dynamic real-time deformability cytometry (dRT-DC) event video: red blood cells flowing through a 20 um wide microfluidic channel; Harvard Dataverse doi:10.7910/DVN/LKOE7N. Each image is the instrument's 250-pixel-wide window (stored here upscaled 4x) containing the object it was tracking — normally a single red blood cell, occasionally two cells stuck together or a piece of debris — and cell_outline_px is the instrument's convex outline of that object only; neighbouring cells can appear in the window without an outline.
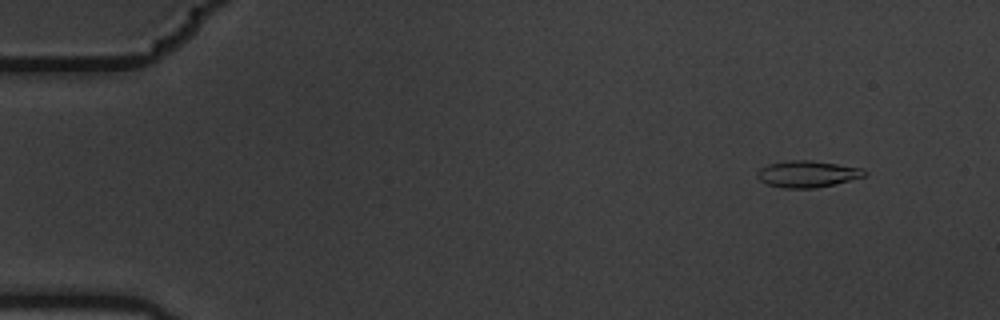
{"species": "common noctule bat (a hibernating species)", "species_latin": "Nyctalus noctula", "temperature_condition": "warm", "stored_images_in_passage": 6, "camera_frame_rate_fps": 3000, "um_per_image_px": 0.085, "animal": {"sex": "male", "body_mass_g": 19.5, "forearm_length_mm": 54.6}, "frame": {"image": 1, "passage_image": 2, "time_ms": 0.333, "image_size_px": [1000, 320], "cell_outline_px": [[868, 172], [864, 176], [816, 188], [784, 188], [768, 184], [760, 180], [756, 176], [756, 172], [760, 168], [768, 164], [784, 160], [812, 160], [864, 168]], "centroid_in_image_um": [68.6, 14.77], "position_along_channel_um": 16.4, "area_um2": 16.65}}
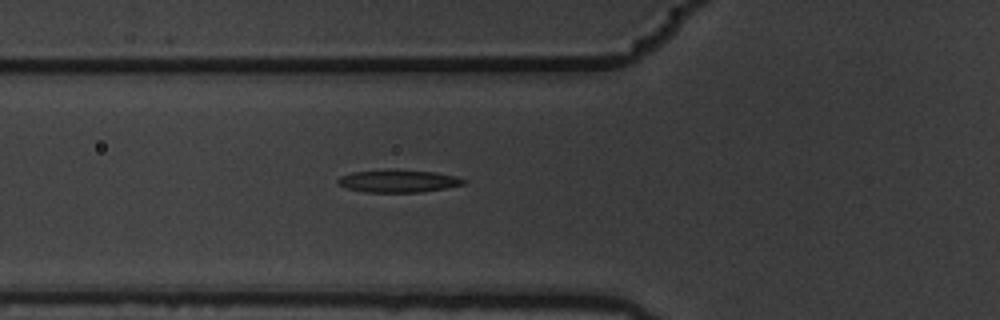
{"frame": {"image": 2, "passage_image": 6, "time_ms": 1.667, "image_size_px": [1000, 320], "cell_outline_px": [[468, 180], [464, 184], [444, 188], [420, 192], [364, 192], [348, 188], [336, 184], [336, 180], [340, 176], [352, 172], [392, 168], [436, 172], [456, 176]], "centroid_in_image_um": [33.83, 15.36], "position_along_channel_um": 92.0, "area_um2": 16.88}}